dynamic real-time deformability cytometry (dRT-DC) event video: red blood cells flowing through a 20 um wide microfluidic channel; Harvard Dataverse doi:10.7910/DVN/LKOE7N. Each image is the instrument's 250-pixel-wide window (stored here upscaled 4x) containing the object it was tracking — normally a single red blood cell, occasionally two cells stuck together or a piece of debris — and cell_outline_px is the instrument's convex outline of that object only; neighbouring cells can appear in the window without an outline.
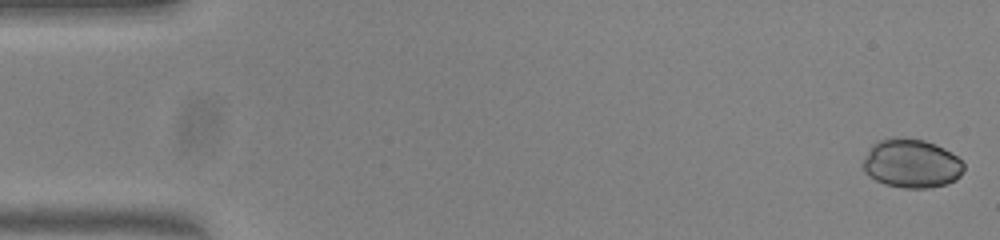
{"species": "common noctule bat (a hibernating species)", "species_latin": "Nyctalus noctula", "temperature_condition": "warm", "stored_images_in_passage": 53, "camera_frame_rate_fps": 3000, "um_per_image_px": 0.085, "animal": {"sex": "female", "body_mass_g": 23.0, "forearm_length_mm": 53.4}, "frame": {"image": 1, "passage_image": 1, "time_ms": 0.0, "image_size_px": [1000, 240], "cell_outline_px": [[964, 168], [960, 176], [956, 180], [948, 184], [928, 188], [904, 188], [884, 184], [876, 180], [864, 172], [860, 164], [868, 148], [876, 140], [896, 136], [904, 136], [924, 140], [936, 144], [944, 148], [956, 156], [964, 164]], "centroid_in_image_um": [77.43, 13.87], "position_along_channel_um": 7.6, "area_um2": 29.36}}
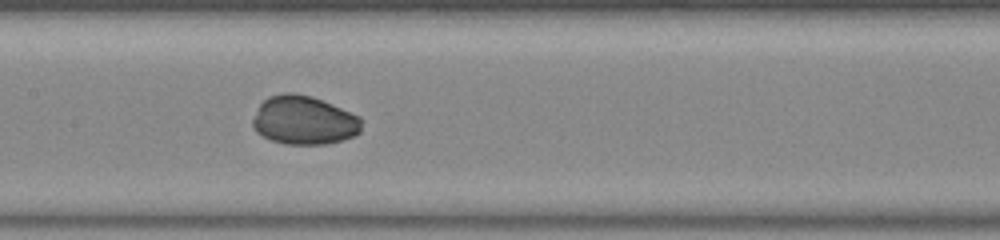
{"frame": {"image": 2, "passage_image": 26, "time_ms": 8.333, "image_size_px": [1000, 240], "cell_outline_px": [[364, 120], [360, 132], [344, 140], [324, 144], [284, 144], [272, 140], [256, 132], [252, 124], [252, 120], [260, 104], [268, 96], [284, 92], [292, 92], [312, 96], [332, 104], [360, 116]], "centroid_in_image_um": [25.86, 10.22], "position_along_channel_um": 181.5, "area_um2": 31.1}}
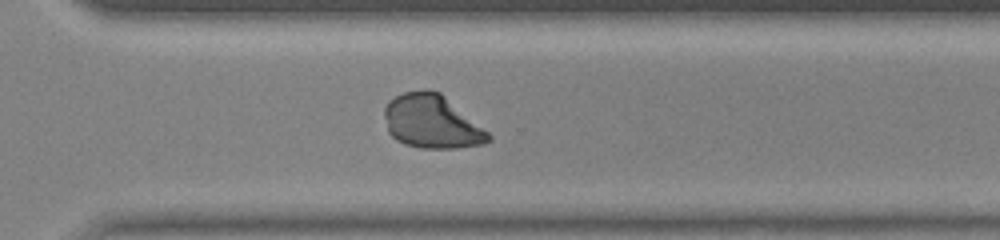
{"frame": {"image": 3, "passage_image": 38, "time_ms": 12.333, "image_size_px": [1000, 240], "cell_outline_px": [[492, 140], [484, 144], [456, 148], [420, 148], [404, 144], [396, 140], [388, 132], [384, 116], [384, 108], [396, 96], [404, 92], [424, 88], [440, 92], [488, 132], [492, 136]], "centroid_in_image_um": [36.7, 10.35], "position_along_channel_um": 333.9, "area_um2": 32.37}}